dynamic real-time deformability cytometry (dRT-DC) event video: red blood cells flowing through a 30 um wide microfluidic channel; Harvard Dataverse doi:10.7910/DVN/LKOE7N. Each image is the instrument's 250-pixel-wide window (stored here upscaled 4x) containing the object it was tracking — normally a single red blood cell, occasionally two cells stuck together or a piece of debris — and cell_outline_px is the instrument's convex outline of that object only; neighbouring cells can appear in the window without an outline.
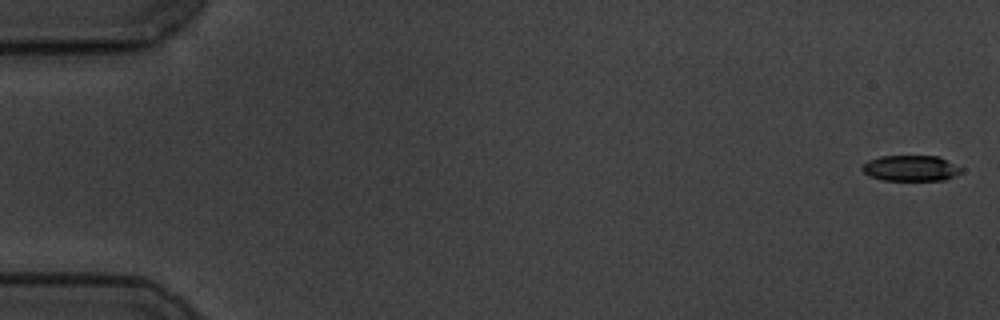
{"species": "common noctule bat (a hibernating species)", "species_latin": "Nyctalus noctula", "temperature_condition": "cold", "stored_images_in_passage": 58, "camera_frame_rate_fps": 3000, "um_per_image_px": 0.085, "animal": {"sex": "male", "body_mass_g": 19.5, "forearm_length_mm": 54.6}, "frame": {"image": 1, "passage_image": 1, "time_ms": 0.0, "image_size_px": [1000, 320], "cell_outline_px": [[964, 172], [956, 176], [944, 180], [880, 180], [868, 176], [860, 168], [868, 160], [880, 156], [940, 156], [964, 168]], "centroid_in_image_um": [77.46, 14.3], "position_along_channel_um": 7.5, "area_um2": 15.2}}
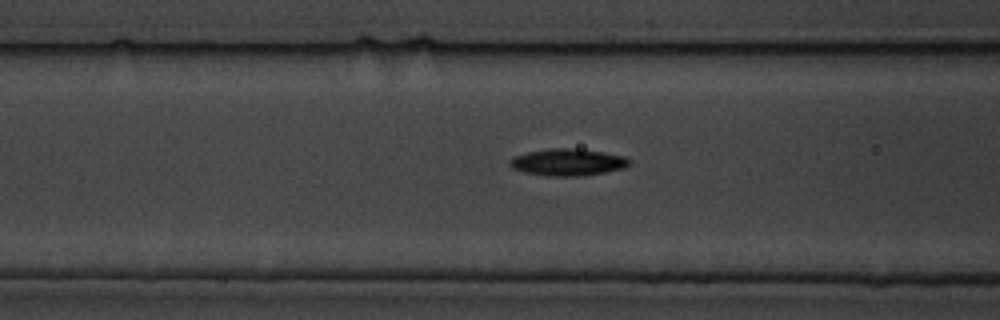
{"frame": {"image": 2, "passage_image": 23, "time_ms": 7.333, "image_size_px": [1000, 320], "cell_outline_px": [[632, 164], [624, 168], [604, 172], [580, 176], [548, 176], [524, 172], [512, 168], [508, 164], [508, 160], [512, 156], [528, 152], [552, 148], [568, 148], [604, 152], [624, 156], [632, 160]], "centroid_in_image_um": [48.25, 13.79], "position_along_channel_um": 118.3, "area_um2": 18.84}}
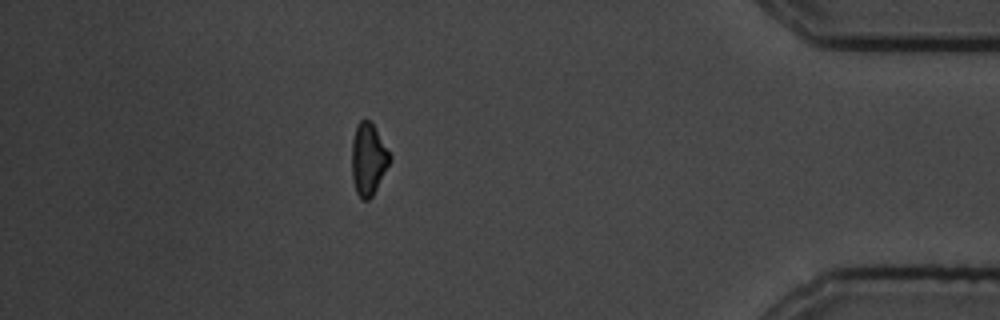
{"frame": {"image": 3, "passage_image": 51, "time_ms": 16.667, "image_size_px": [1000, 320], "cell_outline_px": [[392, 160], [372, 196], [368, 200], [360, 200], [356, 192], [352, 180], [352, 140], [356, 124], [360, 120], [368, 120], [372, 124], [392, 156]], "centroid_in_image_um": [31.3, 13.56], "position_along_channel_um": 403.9, "area_um2": 16.01}, "authors_computed_cell_mechanics": {"area_um2": 16.8198, "velocity_mm_per_s": 3.503, "shape_relaxation_time_tau1_ms": 8.6078, "shape_relaxation_time_tau2_ms": null, "deformation_change_tau1": 0.2946, "deformation_change_tau2": null}}